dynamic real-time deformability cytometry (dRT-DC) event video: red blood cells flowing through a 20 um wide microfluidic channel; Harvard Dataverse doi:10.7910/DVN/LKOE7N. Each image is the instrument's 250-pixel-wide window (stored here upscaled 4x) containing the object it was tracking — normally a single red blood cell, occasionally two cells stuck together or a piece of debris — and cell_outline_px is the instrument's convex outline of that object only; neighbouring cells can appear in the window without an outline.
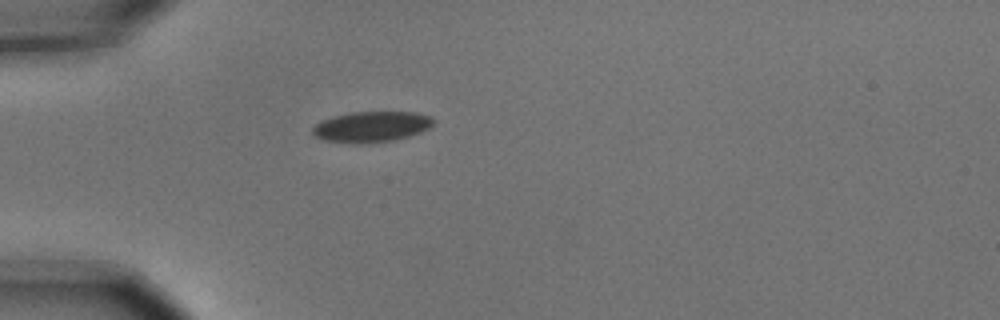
{"species": "common noctule bat (a hibernating species)", "species_latin": "Nyctalus noctula", "temperature_condition": "cold", "stored_images_in_passage": 1, "camera_frame_rate_fps": 3000, "um_per_image_px": 0.085, "animal": {"sex": "male", "body_mass_g": 15.6}, "frame": {"image": 1, "passage_image": 1, "time_ms": 0.0, "image_size_px": [1000, 320], "cell_outline_px": [[432, 124], [428, 128], [420, 132], [408, 136], [392, 140], [368, 144], [356, 144], [324, 140], [316, 136], [312, 132], [312, 128], [316, 124], [332, 116], [352, 112], [416, 112], [432, 116]], "centroid_in_image_um": [31.56, 10.77], "position_along_channel_um": 53.4, "area_um2": 21.56}}